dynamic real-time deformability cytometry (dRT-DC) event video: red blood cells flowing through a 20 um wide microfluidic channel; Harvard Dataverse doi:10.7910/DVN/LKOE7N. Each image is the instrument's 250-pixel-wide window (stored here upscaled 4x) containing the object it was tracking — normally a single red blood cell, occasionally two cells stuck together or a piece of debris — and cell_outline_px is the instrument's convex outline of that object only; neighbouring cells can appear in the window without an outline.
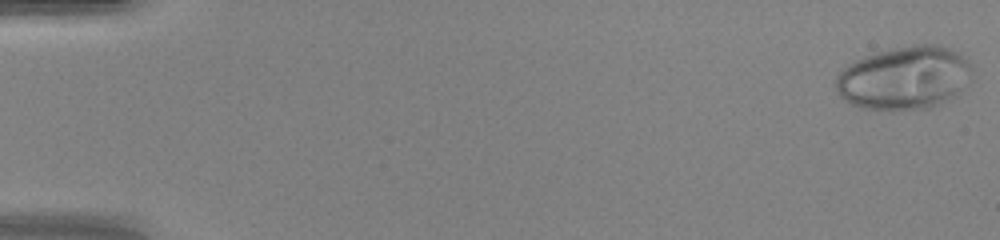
{"species": "human", "species_latin": "Homo sapiens", "temperature_condition": "warm", "stored_images_in_passage": 48, "camera_frame_rate_fps": 3000, "um_per_image_px": 0.085, "donor": {"sex": "female"}, "frame": {"image": 1, "passage_image": 1, "time_ms": 0.0, "image_size_px": [1000, 240], "cell_outline_px": [[972, 80], [956, 96], [940, 104], [928, 108], [860, 108], [852, 104], [840, 96], [836, 92], [836, 76], [848, 64], [856, 60], [892, 48], [912, 44], [936, 44], [948, 48], [956, 52], [972, 68]], "centroid_in_image_um": [76.89, 6.61], "position_along_channel_um": 8.1, "area_um2": 49.71}}
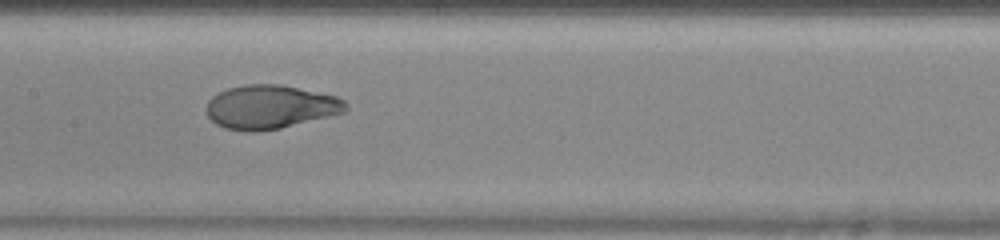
{"frame": {"image": 2, "passage_image": 25, "time_ms": 8.0, "image_size_px": [1000, 240], "cell_outline_px": [[348, 108], [344, 112], [280, 128], [252, 132], [248, 132], [224, 128], [216, 124], [208, 116], [208, 100], [212, 96], [228, 88], [248, 84], [280, 84], [336, 96], [344, 100], [348, 104]], "centroid_in_image_um": [22.97, 9.09], "position_along_channel_um": 184.4, "area_um2": 35.2}}
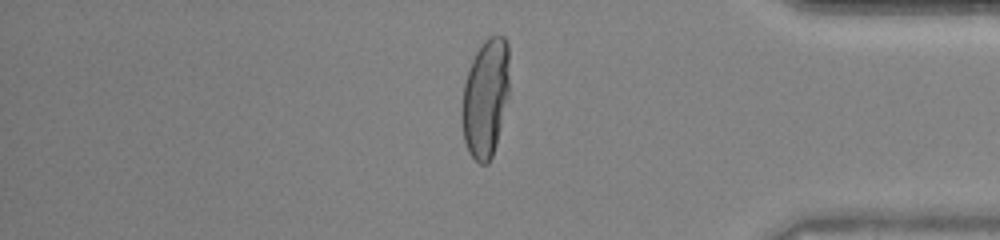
{"frame": {"image": 3, "passage_image": 41, "time_ms": 13.333, "image_size_px": [1000, 240], "cell_outline_px": [[508, 100], [496, 144], [492, 156], [488, 164], [480, 164], [468, 152], [464, 140], [460, 116], [460, 108], [464, 84], [468, 68], [476, 52], [484, 40], [488, 36], [504, 36], [508, 44]], "centroid_in_image_um": [41.25, 8.34], "position_along_channel_um": 394.0, "area_um2": 33.12}, "authors_computed_cell_mechanics": {"area_um2": 36.7319, "velocity_mm_per_s": 4.3212, "shape_relaxation_time_tau1_ms": 7.3811, "shape_relaxation_time_tau2_ms": null, "deformation_change_tau1": 0.3597, "deformation_change_tau2": null}}